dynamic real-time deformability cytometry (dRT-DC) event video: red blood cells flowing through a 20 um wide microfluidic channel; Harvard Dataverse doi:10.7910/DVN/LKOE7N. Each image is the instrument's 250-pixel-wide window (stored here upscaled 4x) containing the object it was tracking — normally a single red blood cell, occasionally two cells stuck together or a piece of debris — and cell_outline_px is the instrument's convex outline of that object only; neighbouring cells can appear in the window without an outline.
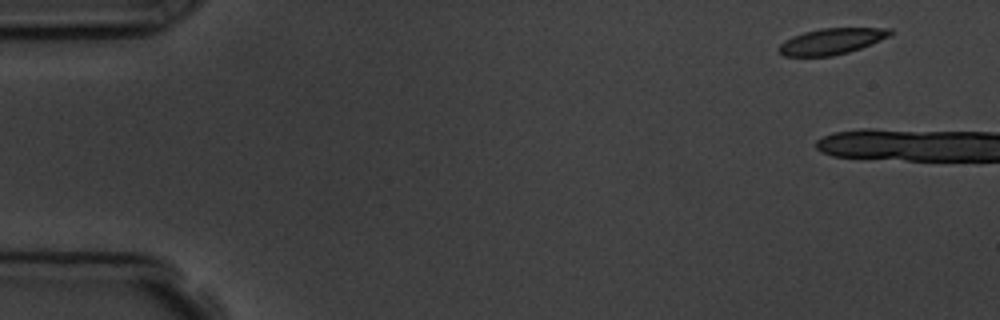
{"species": "common noctule bat (a hibernating species)", "species_latin": "Nyctalus noctula", "temperature_condition": "room temperature", "stored_images_in_passage": 5, "camera_frame_rate_fps": 3000, "um_per_image_px": 0.085, "animal": {"sex": "male", "body_mass_g": 19.5, "forearm_length_mm": 54.6}, "frame": {"image": 1, "passage_image": 1, "time_ms": 0.0, "image_size_px": [1000, 320], "cell_outline_px": [[892, 32], [888, 36], [880, 40], [860, 48], [848, 52], [832, 56], [784, 56], [776, 48], [780, 44], [792, 36], [804, 32], [820, 28], [892, 28]], "centroid_in_image_um": [70.65, 3.51], "position_along_channel_um": 14.4, "area_um2": 16.76}}